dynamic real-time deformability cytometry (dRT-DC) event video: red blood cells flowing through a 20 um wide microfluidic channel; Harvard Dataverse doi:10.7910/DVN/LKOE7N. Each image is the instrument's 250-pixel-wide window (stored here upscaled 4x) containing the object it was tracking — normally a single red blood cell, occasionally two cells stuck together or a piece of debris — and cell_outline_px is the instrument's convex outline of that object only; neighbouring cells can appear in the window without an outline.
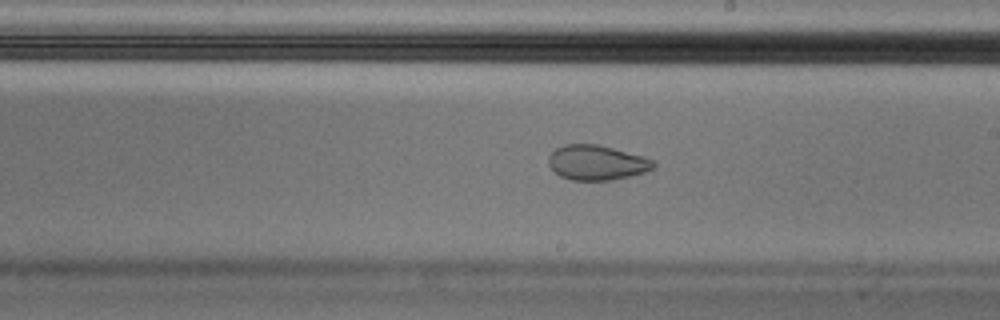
{"species": "Egyptian fruit bat (a non-hibernating species)", "species_latin": "Rousettus aegyptiacus", "temperature_condition": "cold", "stored_images_in_passage": 57, "camera_frame_rate_fps": 3000, "um_per_image_px": 0.085, "animal": {"sex": "male"}, "frame": {"image": 1, "passage_image": 33, "time_ms": 10.667, "image_size_px": [1000, 320], "cell_outline_px": [[656, 164], [652, 168], [644, 172], [612, 180], [572, 180], [560, 176], [548, 164], [548, 156], [556, 148], [564, 144], [596, 144], [644, 156], [652, 160]], "centroid_in_image_um": [50.7, 13.81], "position_along_channel_um": 238.3, "area_um2": 21.15}}